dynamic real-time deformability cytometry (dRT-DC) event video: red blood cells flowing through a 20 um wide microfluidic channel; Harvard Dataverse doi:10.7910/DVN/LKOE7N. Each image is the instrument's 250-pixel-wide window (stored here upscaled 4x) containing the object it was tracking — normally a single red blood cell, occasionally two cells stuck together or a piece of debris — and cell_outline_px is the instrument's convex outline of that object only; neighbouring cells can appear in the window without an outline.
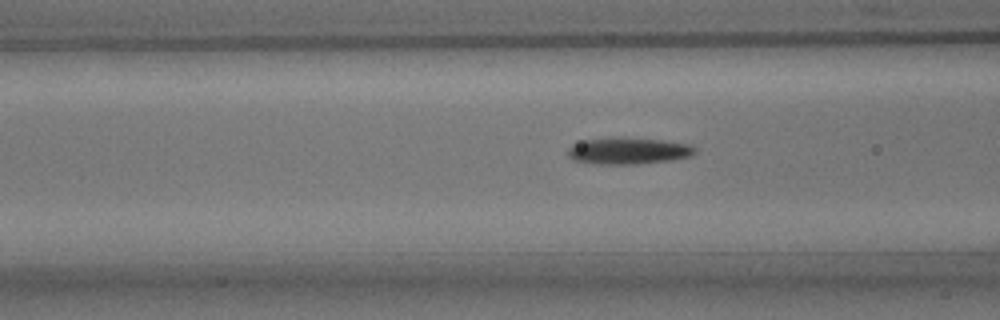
{"species": "common noctule bat (a hibernating species)", "species_latin": "Nyctalus noctula", "temperature_condition": "room temperature", "stored_images_in_passage": 32, "camera_frame_rate_fps": 3000, "um_per_image_px": 0.085, "animal": {"sex": "male", "body_mass_g": 15.6}, "frame": {"image": 1, "passage_image": 4, "time_ms": 1.0, "image_size_px": [1000, 320], "cell_outline_px": [[696, 152], [692, 156], [672, 160], [636, 164], [596, 164], [572, 160], [568, 156], [568, 148], [572, 144], [584, 140], [620, 136], [624, 136], [660, 140], [688, 144], [696, 148]], "centroid_in_image_um": [53.39, 12.81], "position_along_channel_um": 113.2, "area_um2": 20.06}}
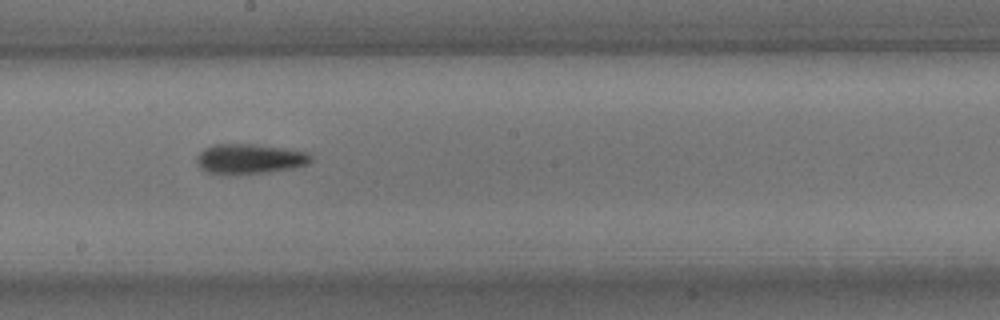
{"frame": {"image": 2, "passage_image": 13, "time_ms": 4.0, "image_size_px": [1000, 320], "cell_outline_px": [[312, 160], [308, 164], [296, 168], [268, 172], [220, 176], [204, 172], [200, 168], [196, 160], [196, 156], [204, 148], [212, 144], [252, 144], [284, 148], [308, 152], [312, 156]], "centroid_in_image_um": [21.18, 13.53], "position_along_channel_um": 227.0, "area_um2": 20.52}}
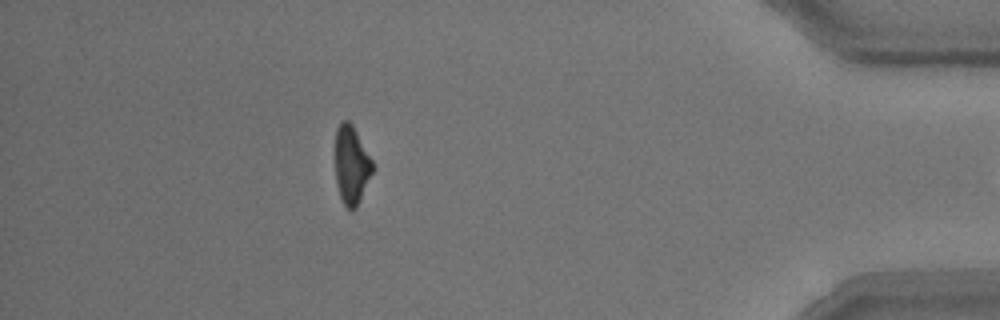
{"frame": {"image": 3, "passage_image": 31, "time_ms": 10.0, "image_size_px": [1000, 320], "cell_outline_px": [[376, 168], [356, 208], [352, 212], [344, 204], [340, 196], [336, 184], [336, 128], [344, 120], [348, 120], [352, 124], [372, 160]], "centroid_in_image_um": [29.9, 14.06], "position_along_channel_um": 405.3, "area_um2": 17.11}}